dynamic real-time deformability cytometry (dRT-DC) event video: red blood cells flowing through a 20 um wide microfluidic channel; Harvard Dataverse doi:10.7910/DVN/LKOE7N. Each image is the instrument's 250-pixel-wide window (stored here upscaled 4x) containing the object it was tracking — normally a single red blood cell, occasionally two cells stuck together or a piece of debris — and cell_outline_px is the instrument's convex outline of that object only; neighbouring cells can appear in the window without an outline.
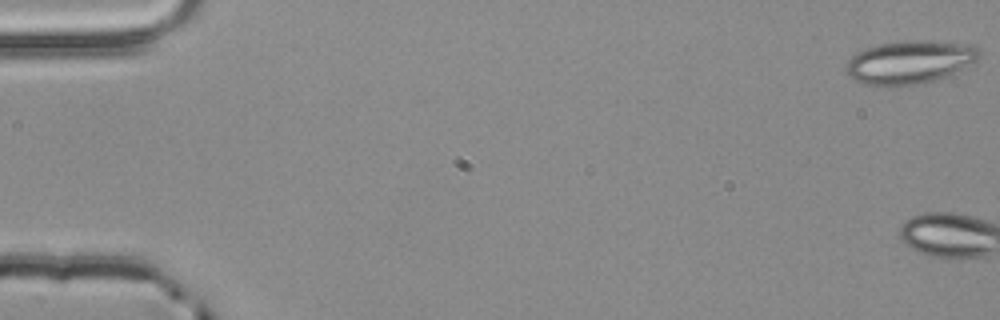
{"species": "common noctule bat (a hibernating species)", "species_latin": "Nyctalus noctula", "temperature_condition": "room temperature", "stored_images_in_passage": 4, "camera_frame_rate_fps": 3000, "um_per_image_px": 0.085, "animal": {"sex": "male", "body_mass_g": 20.4}, "frame": {"image": 1, "passage_image": 1, "time_ms": 0.0, "image_size_px": [1000, 320], "cell_outline_px": [[980, 56], [976, 60], [944, 76], [932, 80], [912, 84], [868, 84], [856, 80], [848, 76], [844, 68], [848, 60], [856, 52], [864, 48], [880, 44], [908, 40], [912, 40], [972, 44], [980, 48]], "centroid_in_image_um": [77.29, 5.24], "position_along_channel_um": 7.7, "area_um2": 32.6}}